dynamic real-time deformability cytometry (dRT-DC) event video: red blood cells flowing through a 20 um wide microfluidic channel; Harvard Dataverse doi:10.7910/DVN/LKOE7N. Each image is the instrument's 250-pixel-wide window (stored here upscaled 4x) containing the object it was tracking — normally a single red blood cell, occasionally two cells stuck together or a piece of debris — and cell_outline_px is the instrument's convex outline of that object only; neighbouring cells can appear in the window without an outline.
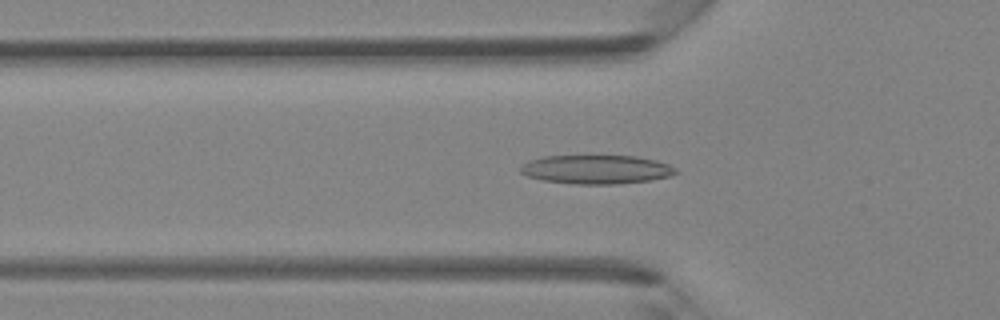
{"species": "Egyptian fruit bat (a non-hibernating species)", "species_latin": "Rousettus aegyptiacus", "temperature_condition": "room temperature", "stored_images_in_passage": 42, "camera_frame_rate_fps": 3000, "um_per_image_px": 0.085, "animal": {"sex": "female"}, "frame": {"image": 1, "passage_image": 14, "time_ms": 4.333, "image_size_px": [1000, 320], "cell_outline_px": [[676, 172], [668, 176], [648, 180], [620, 184], [572, 184], [544, 180], [528, 176], [520, 172], [520, 168], [528, 160], [544, 156], [636, 156], [656, 160], [668, 164], [676, 168]], "centroid_in_image_um": [50.67, 14.4], "position_along_channel_um": 75.1, "area_um2": 25.95}}
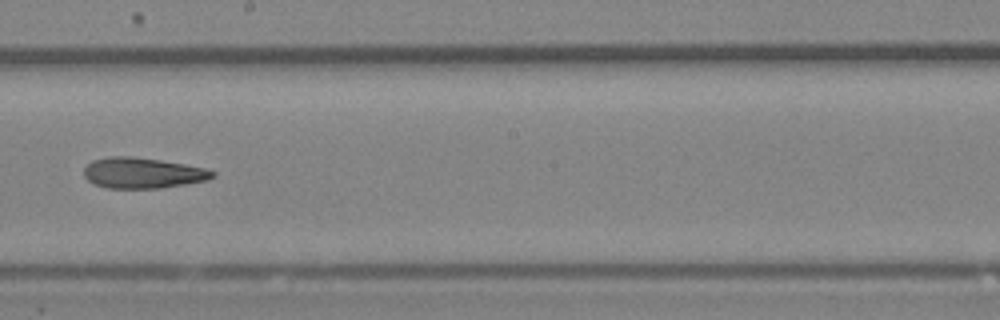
{"frame": {"image": 2, "passage_image": 24, "time_ms": 7.667, "image_size_px": [1000, 320], "cell_outline_px": [[216, 176], [208, 180], [160, 188], [108, 188], [96, 184], [88, 180], [84, 176], [84, 168], [92, 160], [108, 156], [132, 156], [160, 160], [208, 168], [216, 172]], "centroid_in_image_um": [12.15, 14.69], "position_along_channel_um": 236.0, "area_um2": 23.06}}
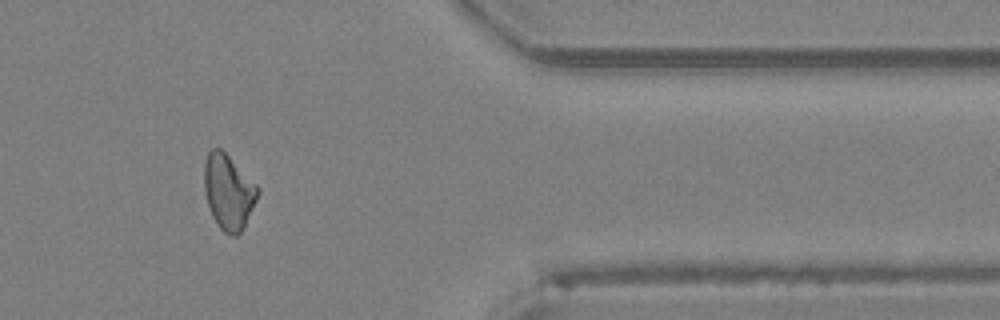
{"frame": {"image": 3, "passage_image": 35, "time_ms": 11.333, "image_size_px": [1000, 320], "cell_outline_px": [[260, 192], [240, 232], [236, 236], [232, 236], [224, 232], [216, 224], [212, 216], [208, 204], [204, 188], [204, 164], [208, 152], [212, 148], [220, 148], [260, 188]], "centroid_in_image_um": [19.4, 16.31], "position_along_channel_um": 392.0, "area_um2": 23.0}}